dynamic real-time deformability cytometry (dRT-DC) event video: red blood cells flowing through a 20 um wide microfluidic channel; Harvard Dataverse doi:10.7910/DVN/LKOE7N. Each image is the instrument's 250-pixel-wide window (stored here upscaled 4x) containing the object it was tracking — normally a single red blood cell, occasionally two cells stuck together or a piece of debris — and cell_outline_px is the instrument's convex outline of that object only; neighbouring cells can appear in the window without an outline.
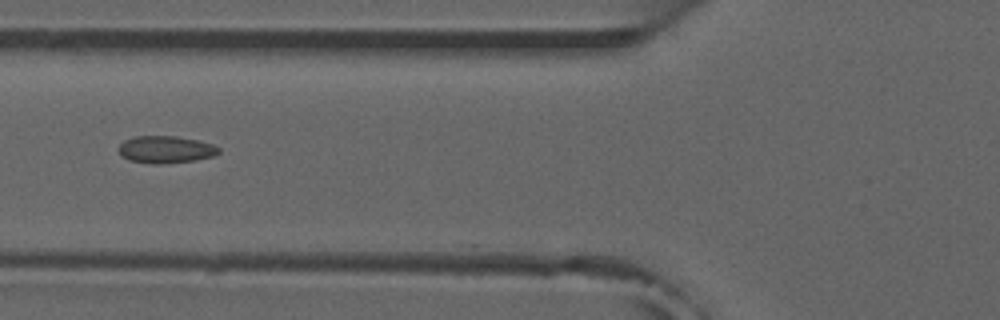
{"species": "common noctule bat (a hibernating species)", "species_latin": "Nyctalus noctula", "temperature_condition": "room temperature", "stored_images_in_passage": 18, "camera_frame_rate_fps": 3000, "um_per_image_px": 0.085, "animal": {"sex": "male", "forearm_length_mm": 52.5}, "frame": {"image": 1, "passage_image": 15, "time_ms": 4.667, "image_size_px": [1000, 320], "cell_outline_px": [[220, 152], [212, 156], [196, 160], [156, 164], [128, 160], [120, 156], [116, 148], [124, 140], [136, 136], [176, 136], [196, 140], [212, 144], [220, 148]], "centroid_in_image_um": [14.03, 12.7], "position_along_channel_um": 111.8, "area_um2": 15.9}}